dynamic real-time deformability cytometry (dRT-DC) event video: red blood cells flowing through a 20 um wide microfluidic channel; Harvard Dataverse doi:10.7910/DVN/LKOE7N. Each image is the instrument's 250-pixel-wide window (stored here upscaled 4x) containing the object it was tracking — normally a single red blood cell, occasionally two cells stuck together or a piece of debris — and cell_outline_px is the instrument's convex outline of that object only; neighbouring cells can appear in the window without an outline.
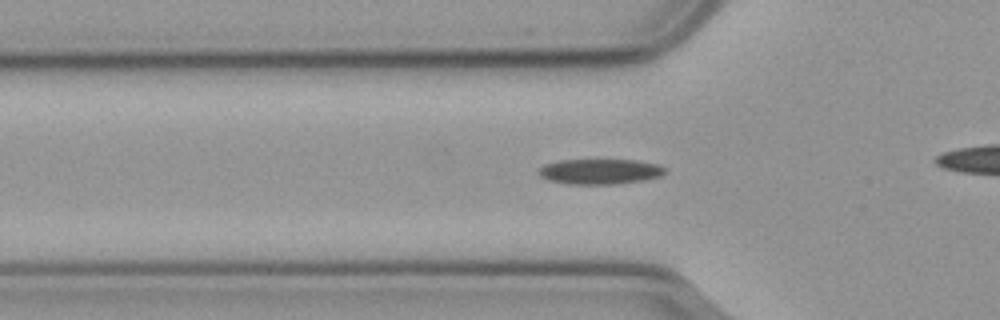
{"species": "common noctule bat (a hibernating species)", "species_latin": "Nyctalus noctula", "temperature_condition": "cold", "stored_images_in_passage": 40, "camera_frame_rate_fps": 3000, "um_per_image_px": 0.085, "animal": {"sex": "male", "body_mass_g": 23.1, "forearm_length_mm": 52.7}, "frame": {"image": 1, "passage_image": 12, "time_ms": 3.667, "image_size_px": [1000, 320], "cell_outline_px": [[664, 172], [660, 176], [644, 180], [616, 184], [568, 184], [548, 180], [540, 176], [536, 172], [544, 164], [560, 160], [636, 160], [656, 164], [664, 168]], "centroid_in_image_um": [50.94, 14.58], "position_along_channel_um": 74.9, "area_um2": 18.55}}
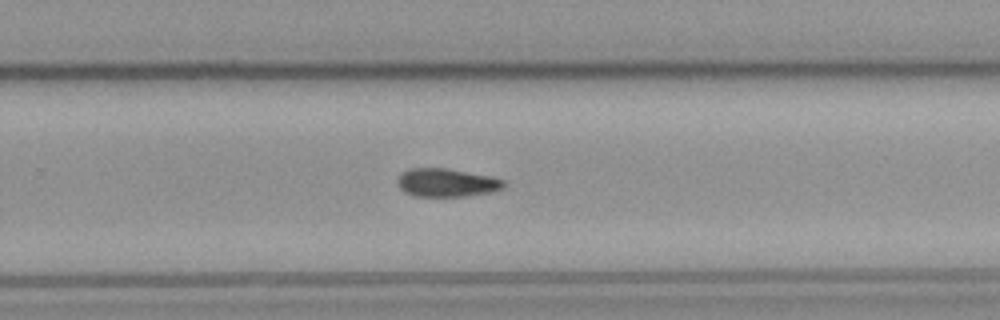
{"frame": {"image": 2, "passage_image": 30, "time_ms": 9.667, "image_size_px": [1000, 320], "cell_outline_px": [[504, 188], [492, 192], [464, 196], [416, 196], [404, 192], [396, 184], [396, 180], [408, 168], [448, 168], [492, 176], [504, 180]], "centroid_in_image_um": [37.97, 15.52], "position_along_channel_um": 291.8, "area_um2": 17.63}}
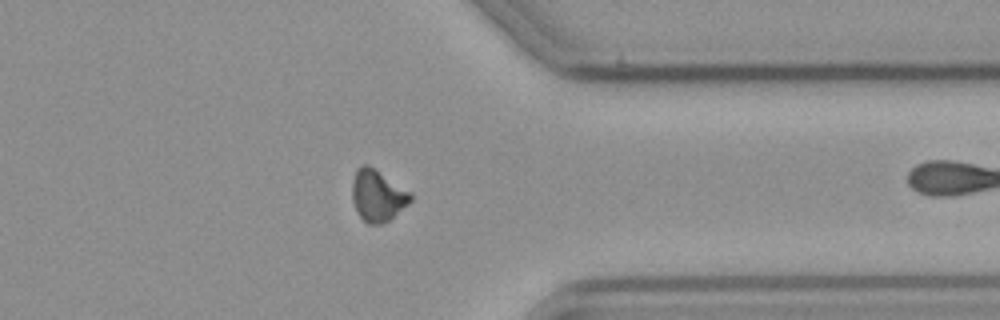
{"frame": {"image": 3, "passage_image": 38, "time_ms": 12.333, "image_size_px": [1000, 320], "cell_outline_px": [[412, 200], [408, 204], [384, 224], [368, 224], [356, 212], [352, 200], [352, 180], [356, 168], [360, 164], [364, 164], [372, 168], [412, 192]], "centroid_in_image_um": [32.08, 16.64], "position_along_channel_um": 379.3, "area_um2": 17.51}}